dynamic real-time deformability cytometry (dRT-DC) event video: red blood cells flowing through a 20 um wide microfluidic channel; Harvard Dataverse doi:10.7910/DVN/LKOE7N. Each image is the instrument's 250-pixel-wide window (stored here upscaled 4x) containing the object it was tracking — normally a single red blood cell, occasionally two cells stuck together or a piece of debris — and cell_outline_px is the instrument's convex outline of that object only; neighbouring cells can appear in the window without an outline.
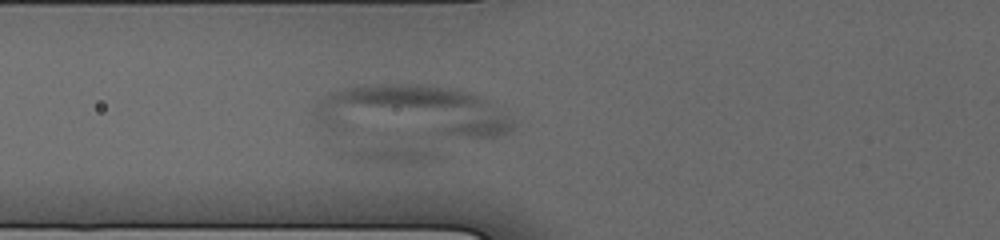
{"species": "human", "species_latin": "Homo sapiens", "temperature_condition": "cold", "stored_images_in_passage": 26, "camera_frame_rate_fps": 3000, "um_per_image_px": 0.085, "donor": {"sex": "male"}, "frame": {"image": 1, "passage_image": 4, "time_ms": 1.0, "image_size_px": [1000, 240], "cell_outline_px": [[516, 124], [508, 132], [496, 136], [468, 136], [340, 132], [316, 124], [312, 112], [320, 100], [328, 92], [344, 88], [384, 84], [428, 84], [468, 92], [484, 100], [504, 112]], "centroid_in_image_um": [34.87, 9.48], "position_along_channel_um": 90.9, "area_um2": 60.34}}